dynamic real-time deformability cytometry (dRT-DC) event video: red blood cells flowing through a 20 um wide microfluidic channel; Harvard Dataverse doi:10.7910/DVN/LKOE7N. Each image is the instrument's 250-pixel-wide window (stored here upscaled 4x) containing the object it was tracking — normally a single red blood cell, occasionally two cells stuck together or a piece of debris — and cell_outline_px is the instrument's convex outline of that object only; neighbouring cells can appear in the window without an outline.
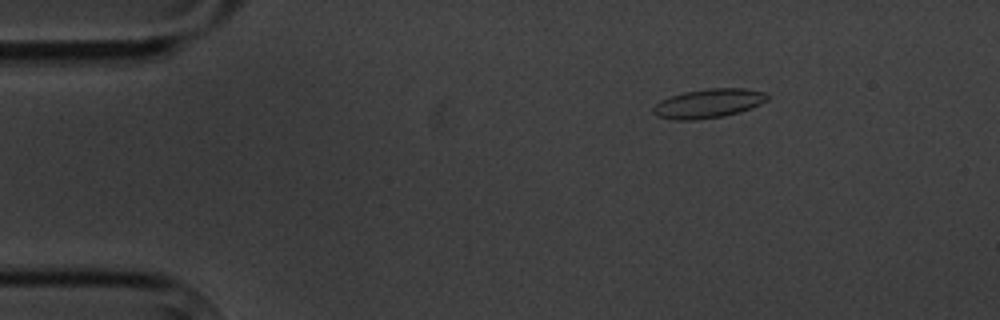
{"species": "common noctule bat (a hibernating species)", "species_latin": "Nyctalus noctula", "temperature_condition": "cold", "stored_images_in_passage": 3, "camera_frame_rate_fps": 3000, "um_per_image_px": 0.085, "animal": {"sex": "male", "body_mass_g": 20.1, "forearm_length_mm": 53.5}, "frame": {"image": 1, "passage_image": 1, "time_ms": 0.0, "image_size_px": [1000, 320], "cell_outline_px": [[768, 100], [752, 108], [740, 112], [724, 116], [696, 120], [676, 120], [656, 116], [652, 112], [652, 108], [660, 100], [684, 92], [708, 88], [744, 88], [764, 92], [768, 96]], "centroid_in_image_um": [60.21, 8.79], "position_along_channel_um": 24.8, "area_um2": 19.42}}